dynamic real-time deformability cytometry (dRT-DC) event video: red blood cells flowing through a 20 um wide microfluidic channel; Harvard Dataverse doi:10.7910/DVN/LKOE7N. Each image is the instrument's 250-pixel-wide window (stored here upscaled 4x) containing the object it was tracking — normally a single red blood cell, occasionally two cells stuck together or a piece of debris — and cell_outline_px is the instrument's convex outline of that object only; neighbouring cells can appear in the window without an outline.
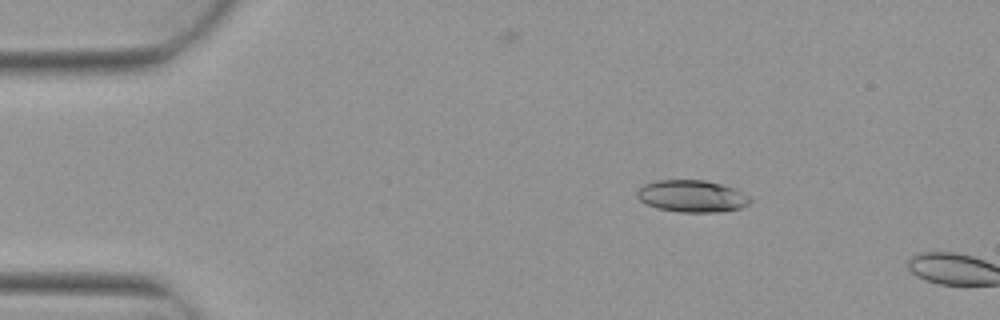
{"species": "Egyptian fruit bat (a non-hibernating species)", "species_latin": "Rousettus aegyptiacus", "temperature_condition": "warm", "stored_images_in_passage": 3, "camera_frame_rate_fps": 3000, "um_per_image_px": 0.085, "animal": {"sex": "female"}, "frame": {"image": 1, "passage_image": 2, "time_ms": 0.333, "image_size_px": [1000, 320], "cell_outline_px": [[752, 200], [748, 204], [740, 208], [720, 212], [680, 212], [656, 208], [640, 200], [636, 196], [636, 192], [644, 184], [656, 180], [704, 180], [720, 184], [732, 188], [748, 196]], "centroid_in_image_um": [58.78, 16.68], "position_along_channel_um": 26.2, "area_um2": 20.92}}